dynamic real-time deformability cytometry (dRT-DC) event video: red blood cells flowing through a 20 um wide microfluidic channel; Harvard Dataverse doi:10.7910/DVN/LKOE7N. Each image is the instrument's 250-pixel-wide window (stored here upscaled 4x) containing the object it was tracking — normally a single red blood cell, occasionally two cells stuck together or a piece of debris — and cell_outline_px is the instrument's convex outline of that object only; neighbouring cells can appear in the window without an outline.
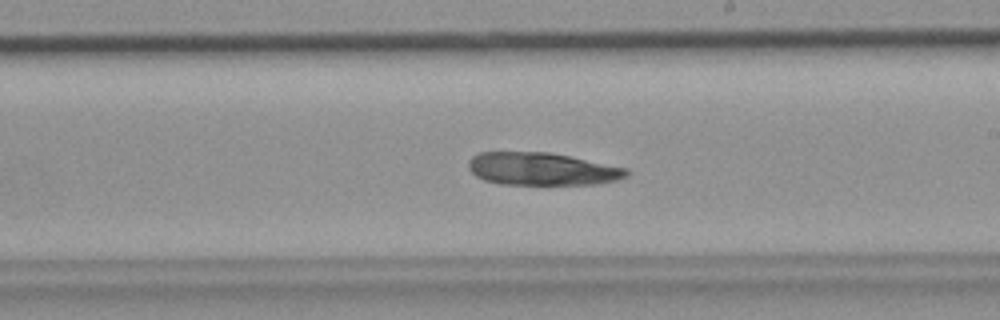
{"species": "common noctule bat (a hibernating species)", "species_latin": "Nyctalus noctula", "temperature_condition": "room temperature", "stored_images_in_passage": 49, "camera_frame_rate_fps": 3000, "um_per_image_px": 0.085, "animal": {"sex": "female", "body_mass_g": 19.9}, "frame": {"image": 1, "passage_image": 28, "time_ms": 9.0, "image_size_px": [1000, 320], "cell_outline_px": [[632, 172], [628, 176], [616, 180], [596, 184], [500, 184], [484, 180], [476, 176], [468, 168], [468, 160], [472, 156], [480, 152], [548, 152], [628, 168]], "centroid_in_image_um": [46.07, 14.36], "position_along_channel_um": 242.9, "area_um2": 30.11}}
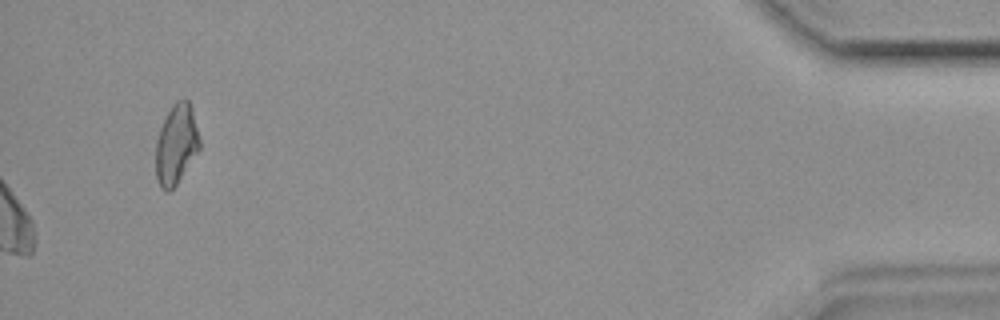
{"frame": {"image": 2, "passage_image": 49, "time_ms": 16.0, "image_size_px": [1000, 320], "cell_outline_px": [[200, 148], [176, 184], [168, 192], [164, 192], [160, 188], [156, 180], [156, 140], [160, 128], [172, 104], [176, 100], [184, 96], [188, 100], [192, 112], [200, 140]], "centroid_in_image_um": [14.96, 12.27], "position_along_channel_um": 420.2, "area_um2": 20.29}}